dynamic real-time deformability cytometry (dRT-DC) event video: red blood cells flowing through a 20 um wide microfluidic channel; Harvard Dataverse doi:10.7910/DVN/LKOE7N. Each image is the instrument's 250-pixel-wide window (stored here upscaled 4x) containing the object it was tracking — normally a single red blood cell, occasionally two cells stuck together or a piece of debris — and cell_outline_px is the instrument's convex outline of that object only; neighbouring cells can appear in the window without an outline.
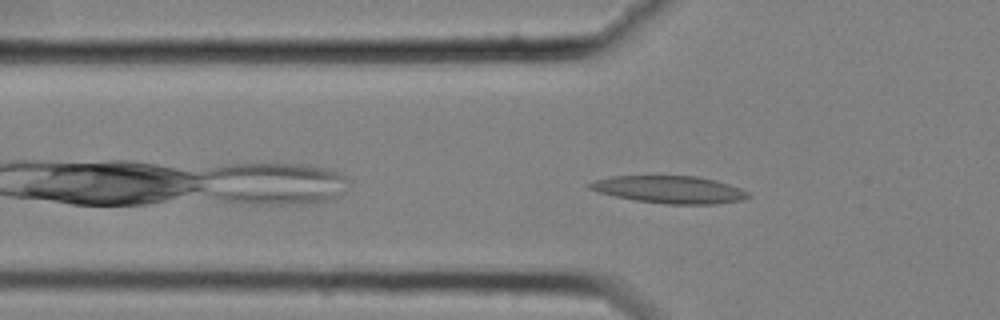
{"species": "common noctule bat (a hibernating species)", "species_latin": "Nyctalus noctula", "temperature_condition": "cold", "stored_images_in_passage": 41, "camera_frame_rate_fps": 3000, "um_per_image_px": 0.085, "animal": {"sex": "female", "body_mass_g": 25.1}, "frame": {"image": 1, "passage_image": 4, "time_ms": 1.0, "image_size_px": [1000, 320], "cell_outline_px": [[752, 196], [744, 200], [712, 204], [668, 204], [636, 200], [616, 196], [600, 192], [588, 188], [588, 184], [596, 180], [612, 176], [696, 176], [716, 180], [740, 188], [748, 192]], "centroid_in_image_um": [56.97, 16.11], "position_along_channel_um": 68.8, "area_um2": 25.09}}
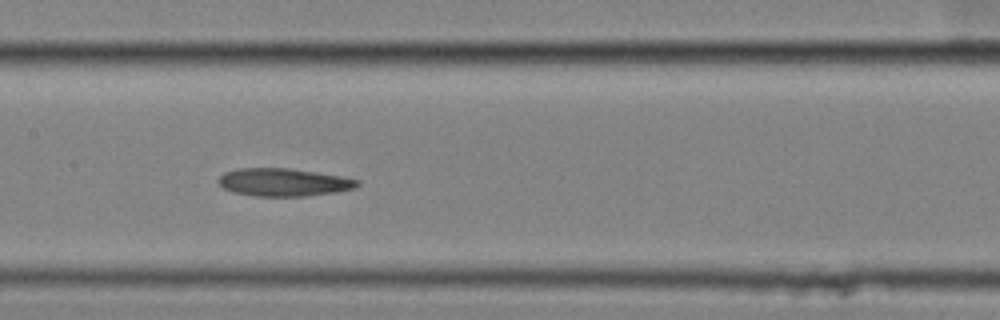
{"frame": {"image": 2, "passage_image": 14, "time_ms": 4.333, "image_size_px": [1000, 320], "cell_outline_px": [[360, 184], [352, 188], [336, 192], [304, 196], [256, 196], [236, 192], [224, 188], [216, 180], [224, 172], [240, 168], [288, 168], [316, 172], [340, 176], [360, 180]], "centroid_in_image_um": [24.1, 15.48], "position_along_channel_um": 183.3, "area_um2": 22.31}}
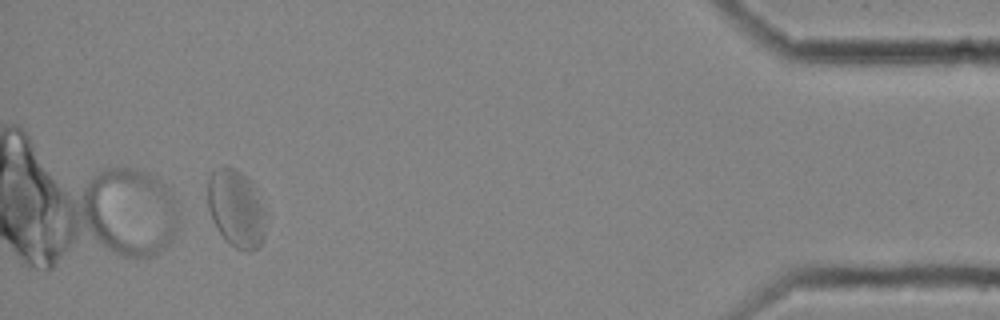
{"frame": {"image": 3, "passage_image": 39, "time_ms": 12.667, "image_size_px": [1000, 320], "cell_outline_px": [[264, 240], [256, 248], [248, 252], [244, 252], [236, 248], [216, 228], [212, 220], [208, 208], [208, 176], [216, 168], [224, 164], [236, 168], [248, 180], [264, 212]], "centroid_in_image_um": [20.02, 17.71], "position_along_channel_um": 415.2, "area_um2": 25.66}, "authors_computed_cell_mechanics": {"area_um2": 23.3512, "velocity_mm_per_s": 3.4685, "shape_relaxation_time_tau1_ms": 10.9243, "shape_relaxation_time_tau2_ms": 4.3714, "deformation_change_tau1": 0.2133, "deformation_change_tau2": 0.1117}}